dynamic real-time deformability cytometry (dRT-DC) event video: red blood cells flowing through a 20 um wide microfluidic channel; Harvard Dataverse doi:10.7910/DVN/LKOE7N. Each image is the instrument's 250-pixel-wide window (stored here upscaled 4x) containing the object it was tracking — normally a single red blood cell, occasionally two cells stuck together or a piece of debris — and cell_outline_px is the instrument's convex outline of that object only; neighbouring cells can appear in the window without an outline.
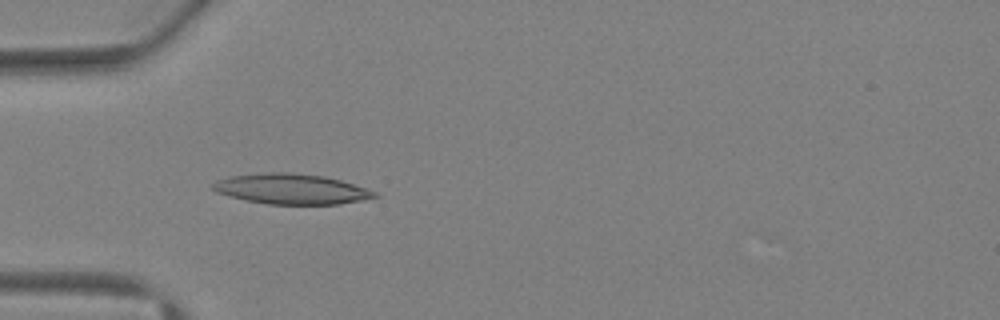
{"species": "Egyptian fruit bat (a non-hibernating species)", "species_latin": "Rousettus aegyptiacus", "temperature_condition": "warm", "stored_images_in_passage": 30, "camera_frame_rate_fps": 3000, "um_per_image_px": 0.085, "animal": {"sex": "female"}, "frame": {"image": 1, "passage_image": 1, "time_ms": 0.0, "image_size_px": [1000, 320], "cell_outline_px": [[380, 196], [340, 204], [268, 204], [248, 200], [216, 192], [212, 188], [212, 184], [216, 180], [232, 176], [264, 172], [292, 172], [324, 176], [340, 180], [376, 192]], "centroid_in_image_um": [24.75, 16.05], "position_along_channel_um": 60.2, "area_um2": 28.26}}
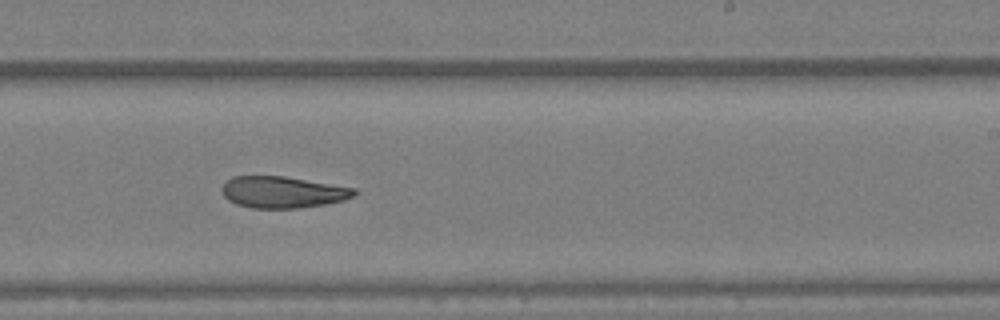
{"frame": {"image": 2, "passage_image": 14, "time_ms": 4.333, "image_size_px": [1000, 320], "cell_outline_px": [[356, 196], [344, 200], [324, 204], [300, 208], [252, 208], [236, 204], [228, 200], [224, 196], [220, 188], [232, 176], [284, 176], [356, 188]], "centroid_in_image_um": [24.03, 16.33], "position_along_channel_um": 265.0, "area_um2": 24.39}}
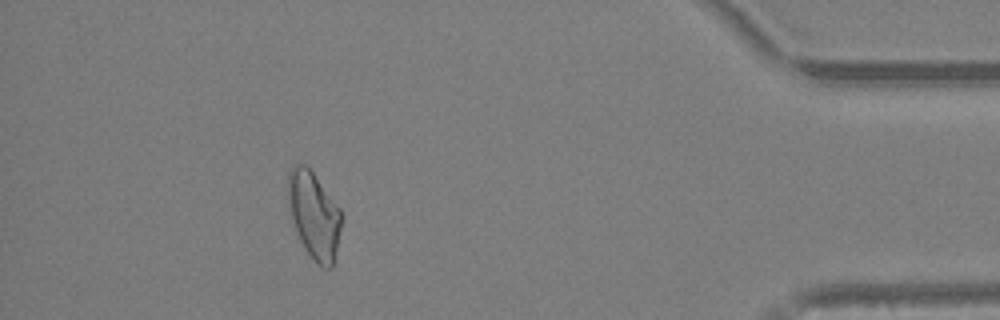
{"frame": {"image": 3, "passage_image": 26, "time_ms": 8.333, "image_size_px": [1000, 320], "cell_outline_px": [[344, 220], [332, 268], [324, 268], [316, 264], [300, 240], [292, 216], [288, 196], [288, 172], [292, 164], [304, 164], [312, 172], [340, 208], [344, 216]], "centroid_in_image_um": [26.74, 18.3], "position_along_channel_um": 408.5, "area_um2": 26.93}, "authors_computed_cell_mechanics": {"area_um2": 25.5765, "velocity_mm_per_s": 4.8378, "shape_relaxation_time_tau1_ms": null, "shape_relaxation_time_tau2_ms": 7.5365, "deformation_change_tau1": null, "deformation_change_tau2": 0.194}}